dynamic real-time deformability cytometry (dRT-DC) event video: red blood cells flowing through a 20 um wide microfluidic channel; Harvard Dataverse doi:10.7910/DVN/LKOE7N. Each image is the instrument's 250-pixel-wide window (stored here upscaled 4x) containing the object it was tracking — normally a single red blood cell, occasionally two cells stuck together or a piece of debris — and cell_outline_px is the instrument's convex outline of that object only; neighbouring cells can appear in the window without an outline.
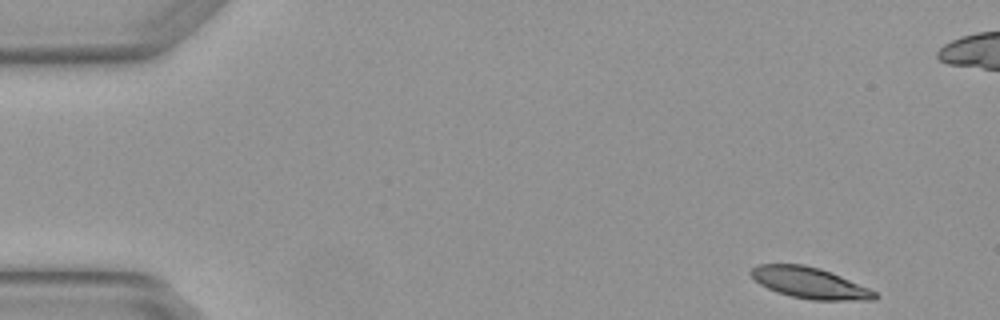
{"species": "Egyptian fruit bat (a non-hibernating species)", "species_latin": "Rousettus aegyptiacus", "temperature_condition": "warm", "stored_images_in_passage": 5, "camera_frame_rate_fps": 3000, "um_per_image_px": 0.085, "animal": {"sex": "female"}, "frame": {"image": 1, "passage_image": 1, "time_ms": 0.0, "image_size_px": [1000, 320], "cell_outline_px": [[880, 296], [876, 300], [812, 300], [792, 296], [776, 292], [760, 284], [748, 272], [756, 264], [804, 264], [820, 268], [840, 276], [868, 288], [876, 292]], "centroid_in_image_um": [68.82, 24.04], "position_along_channel_um": 16.2, "area_um2": 22.37}}